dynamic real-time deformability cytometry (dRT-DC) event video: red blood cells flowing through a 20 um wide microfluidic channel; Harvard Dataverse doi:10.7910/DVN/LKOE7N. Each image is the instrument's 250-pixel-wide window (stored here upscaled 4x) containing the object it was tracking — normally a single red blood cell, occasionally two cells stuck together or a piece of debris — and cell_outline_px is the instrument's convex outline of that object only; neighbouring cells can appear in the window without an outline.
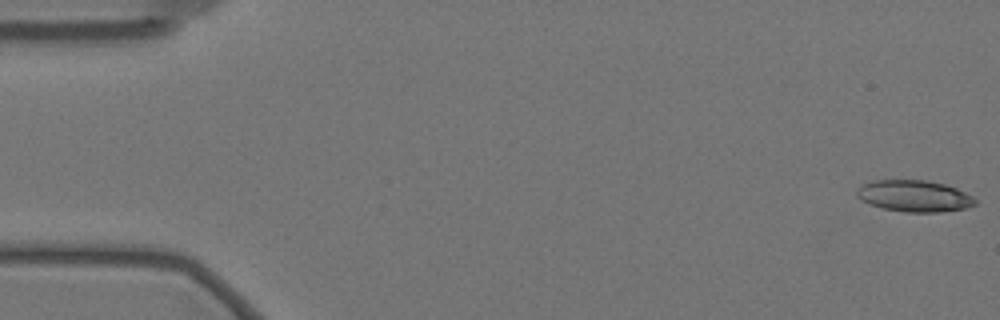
{"species": "Egyptian fruit bat (a non-hibernating species)", "species_latin": "Rousettus aegyptiacus", "temperature_condition": "warm", "stored_images_in_passage": 58, "camera_frame_rate_fps": 3000, "um_per_image_px": 0.085, "animal": {"sex": "female"}, "frame": {"image": 1, "passage_image": 1, "time_ms": 0.0, "image_size_px": [1000, 320], "cell_outline_px": [[976, 204], [964, 208], [940, 212], [904, 212], [884, 208], [868, 204], [860, 200], [856, 196], [856, 188], [860, 184], [872, 180], [928, 180], [944, 184], [956, 188], [972, 196], [976, 200]], "centroid_in_image_um": [77.65, 16.65], "position_along_channel_um": 7.4, "area_um2": 21.91}}
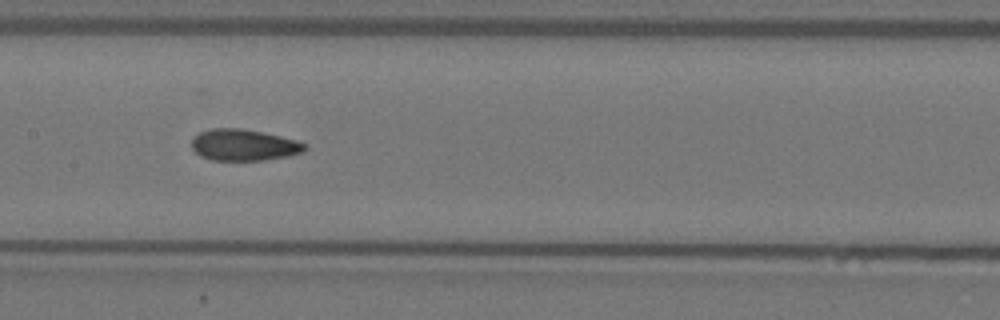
{"frame": {"image": 2, "passage_image": 28, "time_ms": 9.0, "image_size_px": [1000, 320], "cell_outline_px": [[308, 148], [304, 152], [288, 156], [264, 160], [212, 160], [200, 156], [192, 148], [192, 136], [208, 128], [240, 128], [264, 132], [296, 140], [308, 144]], "centroid_in_image_um": [20.73, 12.32], "position_along_channel_um": 186.7, "area_um2": 20.98}}
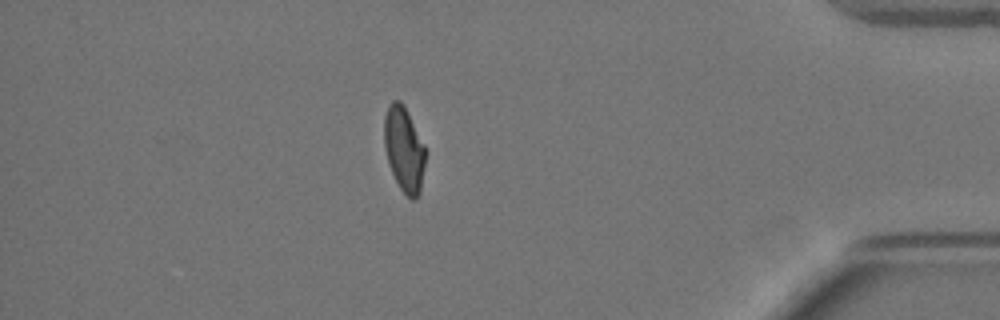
{"frame": {"image": 3, "passage_image": 50, "time_ms": 16.333, "image_size_px": [1000, 320], "cell_outline_px": [[424, 164], [420, 192], [412, 200], [400, 188], [392, 172], [388, 160], [384, 144], [384, 116], [388, 104], [392, 100], [400, 100], [404, 104], [424, 144]], "centroid_in_image_um": [34.32, 12.62], "position_along_channel_um": 400.9, "area_um2": 20.11}, "authors_computed_cell_mechanics": {"area_um2": 21.097, "velocity_mm_per_s": 3.5026, "shape_relaxation_time_tau1_ms": null, "shape_relaxation_time_tau2_ms": 1.5649, "deformation_change_tau1": null, "deformation_change_tau2": 0.0732}}